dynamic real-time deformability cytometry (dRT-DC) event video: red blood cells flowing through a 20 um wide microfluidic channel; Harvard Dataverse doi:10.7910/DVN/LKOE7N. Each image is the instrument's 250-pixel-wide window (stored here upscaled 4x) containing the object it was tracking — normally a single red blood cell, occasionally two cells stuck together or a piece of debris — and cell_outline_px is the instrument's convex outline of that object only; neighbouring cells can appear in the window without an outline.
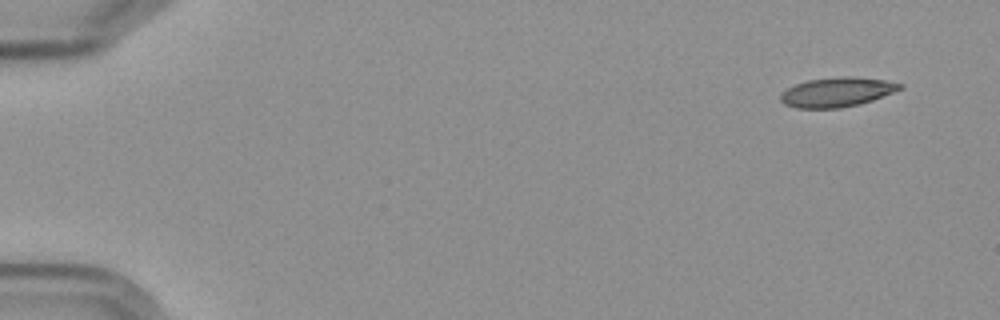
{"species": "Egyptian fruit bat (a non-hibernating species)", "species_latin": "Rousettus aegyptiacus", "temperature_condition": "cold", "stored_images_in_passage": 7, "camera_frame_rate_fps": 3000, "um_per_image_px": 0.085, "frame": {"image": 1, "passage_image": 1, "time_ms": 0.0, "image_size_px": [1000, 320], "cell_outline_px": [[904, 88], [872, 100], [860, 104], [840, 108], [796, 108], [784, 104], [780, 100], [780, 92], [796, 84], [808, 80], [840, 76], [856, 76], [884, 80], [904, 84]], "centroid_in_image_um": [71.14, 7.82], "position_along_channel_um": 13.9, "area_um2": 20.63}}
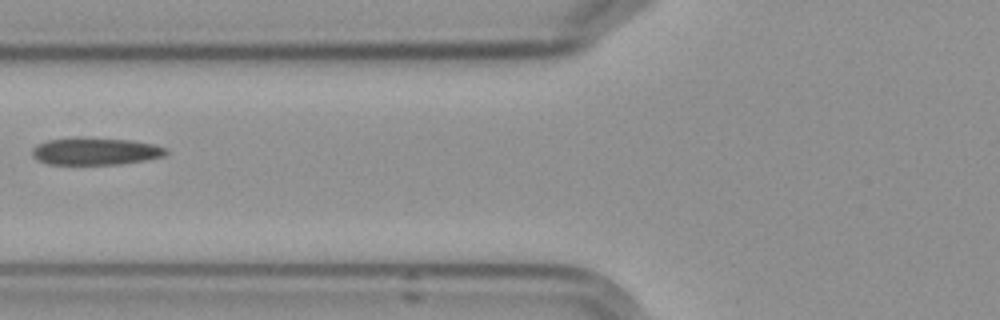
{"frame": {"image": 2, "passage_image": 6, "time_ms": 6.667, "image_size_px": [1000, 320], "cell_outline_px": [[168, 152], [164, 156], [144, 160], [120, 164], [48, 164], [36, 160], [32, 156], [32, 148], [36, 144], [48, 140], [132, 140], [152, 144], [168, 148]], "centroid_in_image_um": [8.12, 12.9], "position_along_channel_um": 117.7, "area_um2": 20.4}}
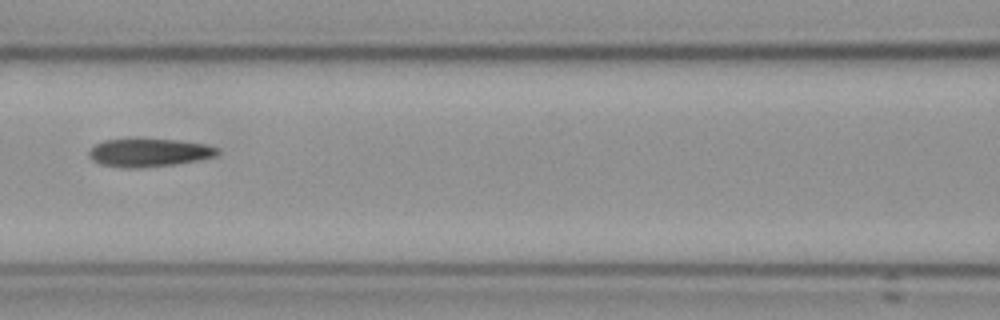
{"frame": {"image": 3, "passage_image": 7, "time_ms": 7.667, "image_size_px": [1000, 320], "cell_outline_px": [[220, 152], [216, 156], [196, 160], [172, 164], [140, 168], [120, 168], [100, 164], [92, 160], [88, 156], [88, 152], [92, 144], [104, 140], [136, 136], [176, 140], [208, 144], [220, 148]], "centroid_in_image_um": [12.6, 12.92], "position_along_channel_um": 154.0, "area_um2": 22.08}}